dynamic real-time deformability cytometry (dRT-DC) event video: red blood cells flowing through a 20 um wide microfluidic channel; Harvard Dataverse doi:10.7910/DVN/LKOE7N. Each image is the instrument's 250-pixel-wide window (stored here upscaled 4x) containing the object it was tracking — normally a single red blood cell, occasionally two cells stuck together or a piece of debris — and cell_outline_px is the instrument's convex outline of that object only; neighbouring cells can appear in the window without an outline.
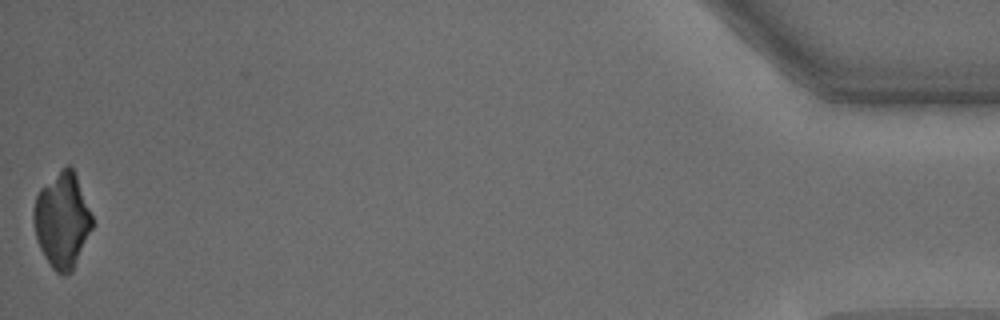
{"species": "common noctule bat (a hibernating species)", "species_latin": "Nyctalus noctula", "temperature_condition": "warm", "stored_images_in_passage": 39, "camera_frame_rate_fps": 3000, "um_per_image_px": 0.085, "animal": {"sex": "male", "body_mass_g": 15.6}, "frame": {"image": 1, "passage_image": 39, "time_ms": 12.667, "image_size_px": [1000, 320], "cell_outline_px": [[92, 228], [72, 272], [64, 276], [56, 272], [52, 268], [44, 256], [40, 248], [36, 236], [32, 216], [32, 212], [36, 196], [40, 188], [68, 164], [72, 168], [76, 176], [92, 216]], "centroid_in_image_um": [5.26, 18.76], "position_along_channel_um": 429.9, "area_um2": 32.08}}